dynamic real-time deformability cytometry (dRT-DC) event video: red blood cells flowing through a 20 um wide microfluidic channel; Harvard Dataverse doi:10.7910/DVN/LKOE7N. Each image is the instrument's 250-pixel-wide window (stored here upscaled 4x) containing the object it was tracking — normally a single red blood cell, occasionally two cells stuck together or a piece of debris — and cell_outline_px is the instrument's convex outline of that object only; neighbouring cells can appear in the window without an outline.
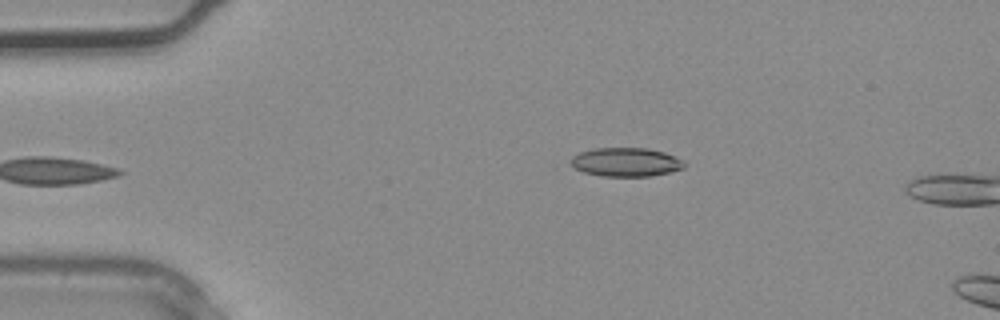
{"species": "common noctule bat (a hibernating species)", "species_latin": "Nyctalus noctula", "temperature_condition": "warm", "stored_images_in_passage": 3, "camera_frame_rate_fps": 3000, "um_per_image_px": 0.085, "animal": {"sex": "male", "body_mass_g": 20.4}, "frame": {"image": 1, "passage_image": 3, "time_ms": 0.667, "image_size_px": [1000, 320], "cell_outline_px": [[684, 168], [652, 176], [600, 176], [584, 172], [576, 168], [572, 164], [572, 156], [580, 152], [596, 148], [648, 148], [664, 152], [684, 160]], "centroid_in_image_um": [53.22, 13.77], "position_along_channel_um": 31.8, "area_um2": 18.9}}